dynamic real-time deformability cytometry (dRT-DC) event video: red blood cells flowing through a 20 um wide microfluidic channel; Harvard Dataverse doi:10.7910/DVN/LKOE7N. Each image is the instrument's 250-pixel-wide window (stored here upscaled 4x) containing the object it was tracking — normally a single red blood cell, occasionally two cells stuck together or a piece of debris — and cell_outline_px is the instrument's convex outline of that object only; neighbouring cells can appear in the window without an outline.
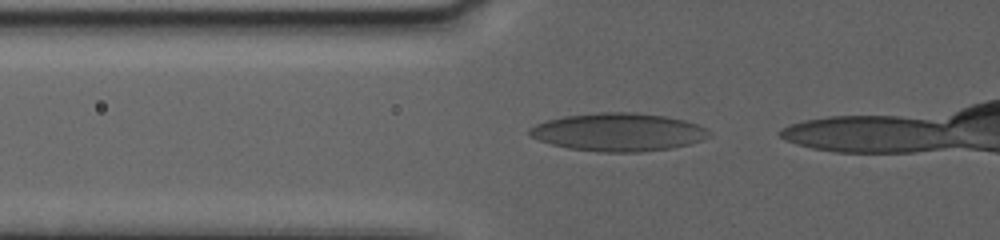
{"species": "human", "species_latin": "Homo sapiens", "temperature_condition": "warm", "stored_images_in_passage": 4, "camera_frame_rate_fps": 3000, "um_per_image_px": 0.085, "donor": {"sex": "female"}, "frame": {"image": 1, "passage_image": 2, "time_ms": 0.333, "image_size_px": [1000, 240], "cell_outline_px": [[712, 136], [688, 144], [672, 148], [640, 152], [596, 152], [568, 148], [552, 144], [540, 140], [532, 136], [528, 132], [528, 128], [536, 124], [548, 120], [564, 116], [600, 112], [632, 112], [664, 116], [684, 120], [696, 124], [704, 128]], "centroid_in_image_um": [52.54, 11.23], "position_along_channel_um": 73.3, "area_um2": 39.59}}